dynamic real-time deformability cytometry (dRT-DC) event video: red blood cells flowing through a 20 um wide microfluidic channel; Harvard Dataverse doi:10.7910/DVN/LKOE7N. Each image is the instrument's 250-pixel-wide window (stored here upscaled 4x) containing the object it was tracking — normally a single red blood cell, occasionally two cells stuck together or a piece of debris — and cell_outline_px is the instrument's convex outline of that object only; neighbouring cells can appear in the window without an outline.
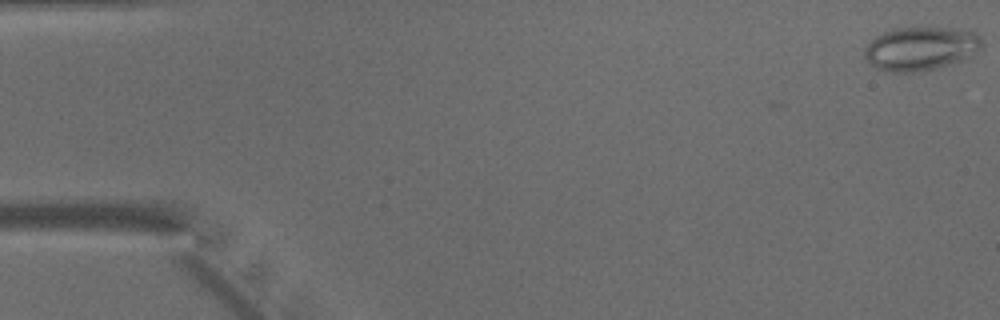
{"species": "common noctule bat (a hibernating species)", "species_latin": "Nyctalus noctula", "temperature_condition": "warm", "stored_images_in_passage": 48, "camera_frame_rate_fps": 3000, "um_per_image_px": 0.085, "animal": {"sex": "male", "body_mass_g": 15.6}, "frame": {"image": 1, "passage_image": 1, "time_ms": 0.0, "image_size_px": [1000, 320], "cell_outline_px": [[984, 44], [972, 56], [964, 60], [932, 68], [912, 72], [892, 72], [876, 68], [864, 56], [864, 48], [876, 36], [884, 32], [896, 28], [952, 28], [976, 32]], "centroid_in_image_um": [78.28, 4.12], "position_along_channel_um": 6.7, "area_um2": 29.54}}
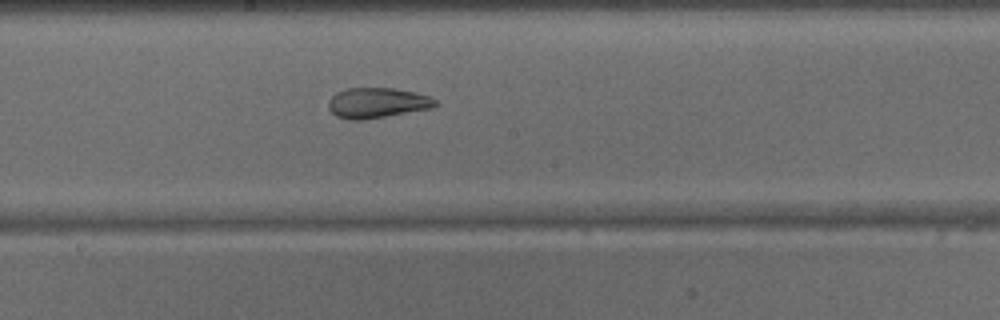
{"frame": {"image": 2, "passage_image": 26, "time_ms": 8.333, "image_size_px": [1000, 320], "cell_outline_px": [[436, 104], [432, 108], [364, 120], [348, 120], [336, 116], [328, 108], [328, 100], [336, 92], [348, 88], [392, 88], [416, 92], [428, 96], [436, 100]], "centroid_in_image_um": [32.02, 8.75], "position_along_channel_um": 216.2, "area_um2": 18.9}}
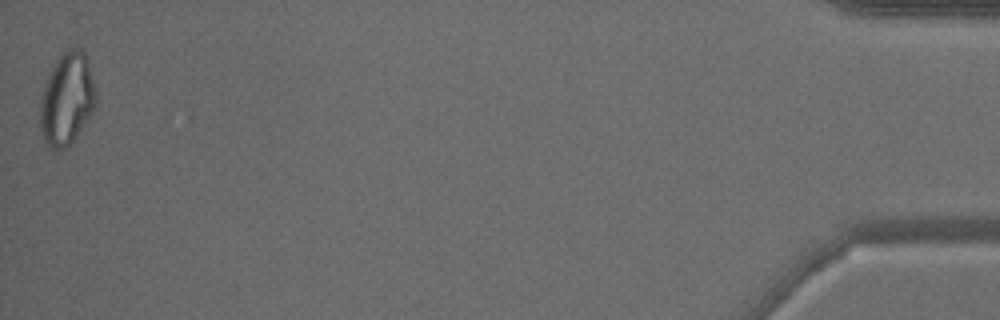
{"frame": {"image": 3, "passage_image": 48, "time_ms": 15.667, "image_size_px": [1000, 320], "cell_outline_px": [[96, 104], [92, 112], [68, 148], [56, 152], [52, 152], [48, 148], [44, 140], [40, 128], [40, 100], [48, 76], [56, 60], [68, 48], [76, 48], [84, 52], [88, 60], [96, 92]], "centroid_in_image_um": [5.68, 8.48], "position_along_channel_um": 429.5, "area_um2": 30.06}}